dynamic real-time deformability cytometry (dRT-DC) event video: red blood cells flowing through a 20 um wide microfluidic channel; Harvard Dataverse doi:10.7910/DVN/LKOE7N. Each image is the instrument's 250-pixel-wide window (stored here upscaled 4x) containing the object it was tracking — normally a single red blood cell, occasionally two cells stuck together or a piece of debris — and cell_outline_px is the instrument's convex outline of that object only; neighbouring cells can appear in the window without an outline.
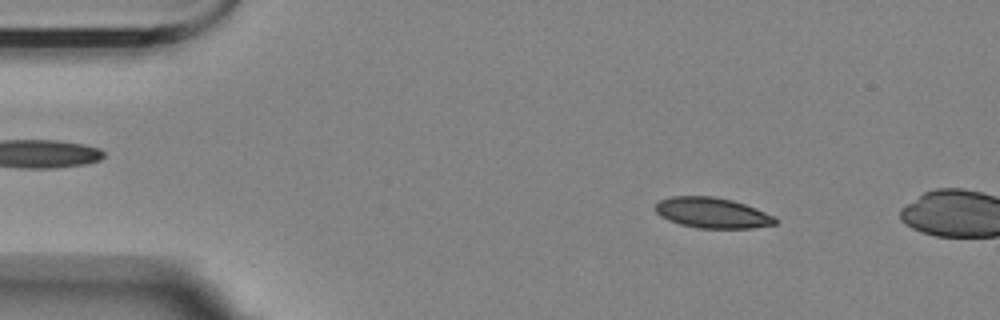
{"species": "Egyptian fruit bat (a non-hibernating species)", "species_latin": "Rousettus aegyptiacus", "temperature_condition": "room temperature", "stored_images_in_passage": 11, "camera_frame_rate_fps": 3000, "um_per_image_px": 0.085, "animal": {"sex": "female"}, "frame": {"image": 1, "passage_image": 8, "time_ms": 2.333, "image_size_px": [1000, 320], "cell_outline_px": [[776, 224], [752, 228], [696, 228], [680, 224], [668, 220], [660, 216], [656, 212], [656, 204], [660, 200], [672, 196], [712, 196], [732, 200], [756, 208], [776, 216]], "centroid_in_image_um": [60.55, 18.09], "position_along_channel_um": 24.4, "area_um2": 21.33}}